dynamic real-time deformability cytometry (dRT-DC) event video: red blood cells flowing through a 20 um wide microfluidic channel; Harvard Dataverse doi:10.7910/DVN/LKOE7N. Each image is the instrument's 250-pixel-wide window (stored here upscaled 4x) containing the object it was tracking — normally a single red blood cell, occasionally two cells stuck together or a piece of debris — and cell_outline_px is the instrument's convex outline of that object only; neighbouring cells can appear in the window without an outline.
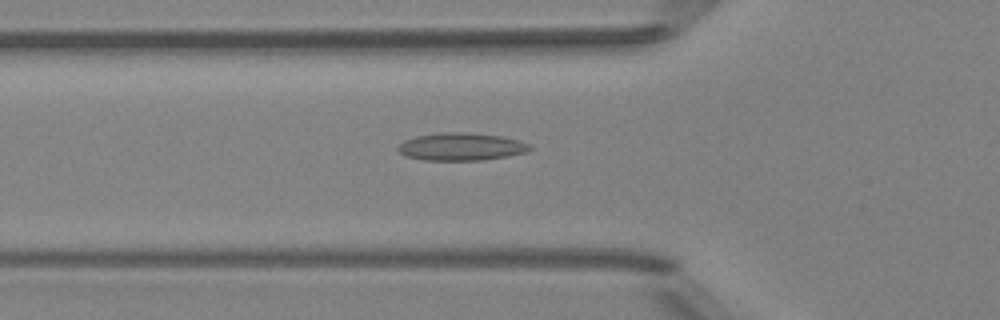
{"species": "Egyptian fruit bat (a non-hibernating species)", "species_latin": "Rousettus aegyptiacus", "temperature_condition": "room temperature", "stored_images_in_passage": 37, "camera_frame_rate_fps": 3000, "um_per_image_px": 0.085, "animal": {"sex": "female"}, "frame": {"image": 1, "passage_image": 4, "time_ms": 1.0, "image_size_px": [1000, 320], "cell_outline_px": [[532, 148], [524, 152], [508, 156], [484, 160], [424, 160], [404, 156], [396, 148], [404, 140], [416, 136], [444, 132], [468, 132], [500, 136], [520, 140], [528, 144]], "centroid_in_image_um": [39.17, 12.47], "position_along_channel_um": 86.6, "area_um2": 21.21}}
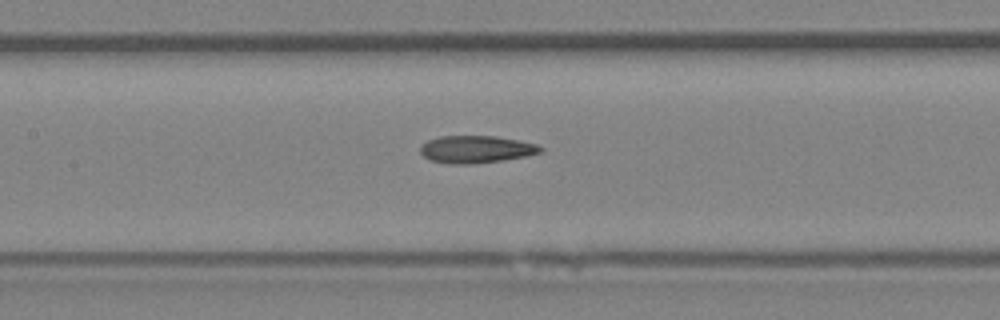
{"frame": {"image": 2, "passage_image": 10, "time_ms": 3.0, "image_size_px": [1000, 320], "cell_outline_px": [[544, 152], [504, 160], [468, 164], [448, 164], [428, 160], [420, 152], [420, 148], [428, 140], [440, 136], [496, 136], [520, 140], [536, 144], [544, 148]], "centroid_in_image_um": [40.48, 12.69], "position_along_channel_um": 166.9, "area_um2": 19.25}}
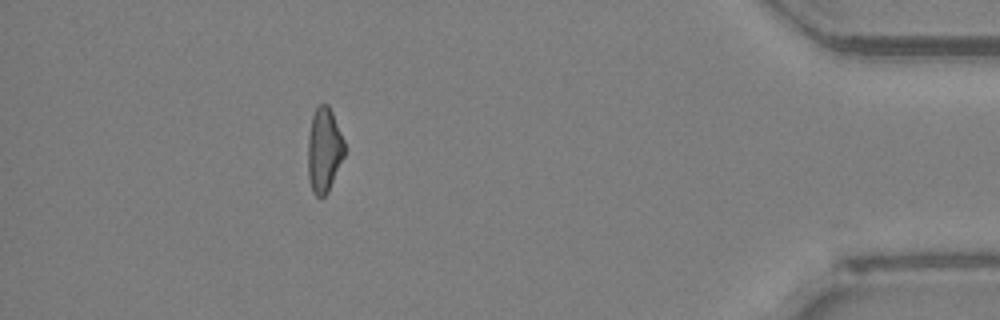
{"frame": {"image": 3, "passage_image": 32, "time_ms": 10.333, "image_size_px": [1000, 320], "cell_outline_px": [[344, 156], [328, 192], [324, 196], [316, 196], [312, 192], [308, 176], [308, 136], [312, 116], [316, 108], [320, 104], [328, 104], [332, 112], [344, 140]], "centroid_in_image_um": [27.54, 12.76], "position_along_channel_um": 407.7, "area_um2": 17.98}, "authors_computed_cell_mechanics": {"area_um2": 18.785, "velocity_mm_per_s": 4.0203, "shape_relaxation_time_tau1_ms": null, "shape_relaxation_time_tau2_ms": 4.0242, "deformation_change_tau1": null, "deformation_change_tau2": 0.1506}}